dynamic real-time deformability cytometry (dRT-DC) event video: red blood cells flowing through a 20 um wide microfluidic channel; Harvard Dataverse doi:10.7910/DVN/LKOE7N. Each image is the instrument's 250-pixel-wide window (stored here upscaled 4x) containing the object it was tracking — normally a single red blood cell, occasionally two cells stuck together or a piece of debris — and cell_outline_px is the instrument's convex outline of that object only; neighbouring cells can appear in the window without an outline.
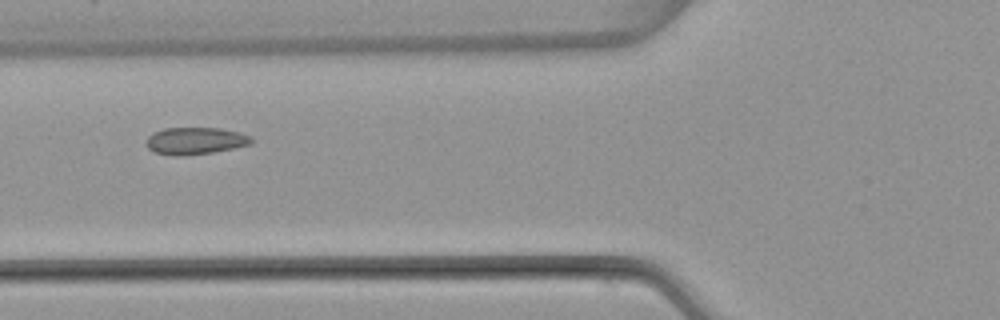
{"species": "common noctule bat (a hibernating species)", "species_latin": "Nyctalus noctula", "temperature_condition": "warm", "stored_images_in_passage": 5, "camera_frame_rate_fps": 3000, "um_per_image_px": 0.085, "animal": {"sex": "female", "body_mass_g": 22.7, "forearm_length_mm": 54.2}, "frame": {"image": 1, "passage_image": 5, "time_ms": 5.667, "image_size_px": [1000, 320], "cell_outline_px": [[252, 144], [236, 148], [212, 152], [184, 156], [172, 156], [152, 152], [144, 144], [148, 136], [152, 132], [164, 128], [220, 128], [240, 132], [252, 136]], "centroid_in_image_um": [16.57, 11.98], "position_along_channel_um": 109.2, "area_um2": 16.99}}